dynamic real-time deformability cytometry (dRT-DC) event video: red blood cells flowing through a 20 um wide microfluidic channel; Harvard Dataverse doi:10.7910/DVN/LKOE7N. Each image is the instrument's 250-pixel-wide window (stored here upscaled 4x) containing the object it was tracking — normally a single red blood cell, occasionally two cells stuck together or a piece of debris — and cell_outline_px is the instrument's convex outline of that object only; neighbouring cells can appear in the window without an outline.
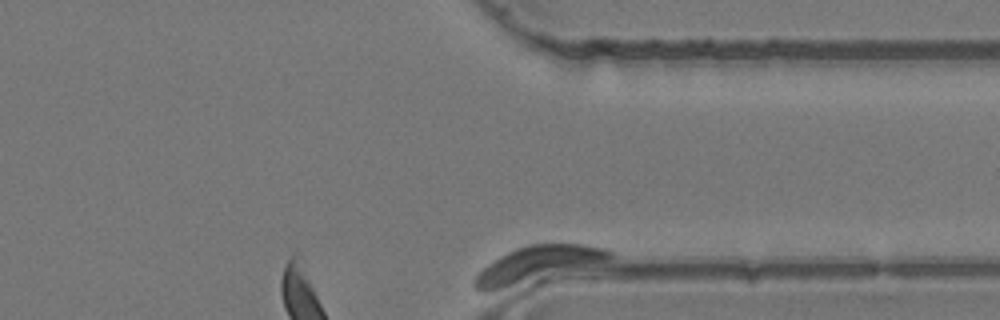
{"species": "common noctule bat (a hibernating species)", "species_latin": "Nyctalus noctula", "temperature_condition": "room temperature", "stored_images_in_passage": 35, "camera_frame_rate_fps": 3000, "um_per_image_px": 0.085, "animal": {"sex": "female", "body_mass_g": 24.6, "forearm_length_mm": 56.2}, "frame": {"image": 1, "passage_image": 35, "time_ms": 11.333, "image_size_px": [1000, 320], "cell_outline_px": [[612, 256], [608, 260], [488, 292], [476, 292], [472, 288], [472, 280], [488, 264], [500, 256], [516, 248], [528, 244], [588, 244], [608, 248], [612, 252]], "centroid_in_image_um": [45.62, 22.45], "position_along_channel_um": 365.8, "area_um2": 27.46}}